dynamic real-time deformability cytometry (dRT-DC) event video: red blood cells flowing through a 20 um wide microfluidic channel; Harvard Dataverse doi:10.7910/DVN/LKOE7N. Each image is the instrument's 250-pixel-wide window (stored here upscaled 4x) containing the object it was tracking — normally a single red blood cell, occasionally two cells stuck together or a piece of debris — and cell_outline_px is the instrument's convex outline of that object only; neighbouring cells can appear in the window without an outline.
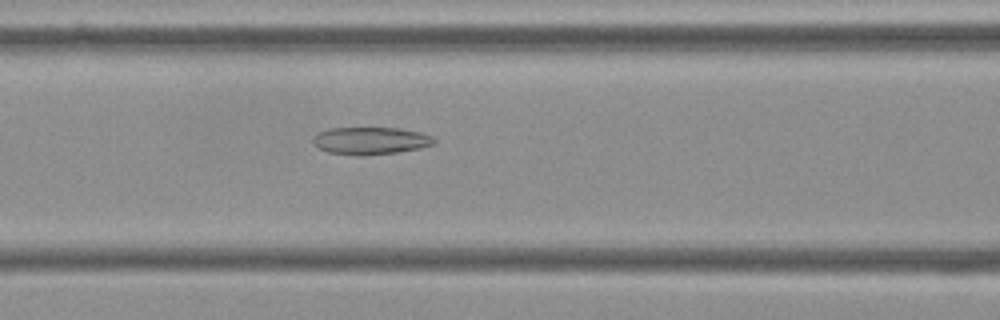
{"species": "Egyptian fruit bat (a non-hibernating species)", "species_latin": "Rousettus aegyptiacus", "temperature_condition": "cold", "stored_images_in_passage": 55, "camera_frame_rate_fps": 3000, "um_per_image_px": 0.085, "frame": {"image": 1, "passage_image": 23, "time_ms": 7.333, "image_size_px": [1000, 320], "cell_outline_px": [[436, 144], [420, 148], [396, 152], [364, 156], [356, 156], [328, 152], [312, 144], [312, 140], [320, 132], [328, 128], [400, 128], [420, 132], [432, 136], [436, 140]], "centroid_in_image_um": [31.52, 11.97], "position_along_channel_um": 135.1, "area_um2": 19.42}}
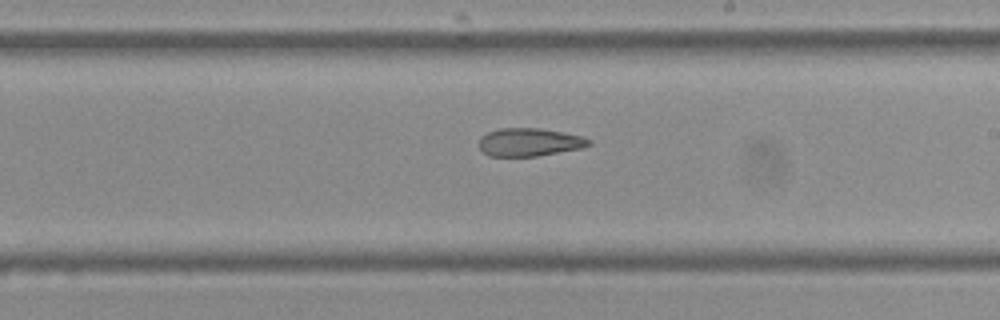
{"frame": {"image": 2, "passage_image": 32, "time_ms": 10.333, "image_size_px": [1000, 320], "cell_outline_px": [[592, 144], [580, 148], [536, 156], [488, 156], [480, 148], [480, 136], [488, 132], [500, 128], [540, 128], [580, 136], [592, 140]], "centroid_in_image_um": [44.98, 12.08], "position_along_channel_um": 244.0, "area_um2": 17.74}}
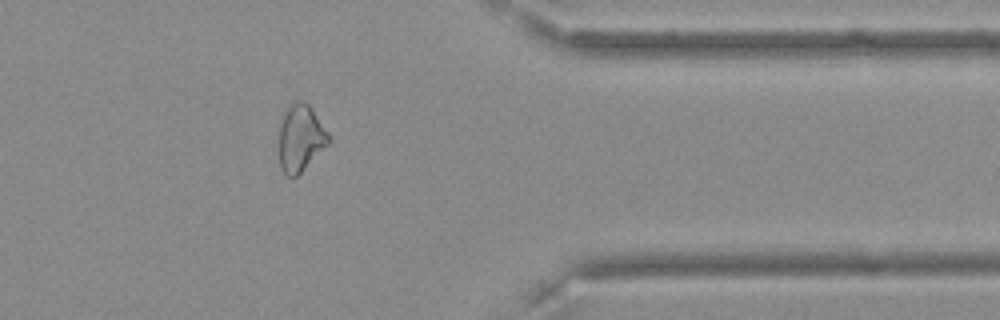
{"frame": {"image": 3, "passage_image": 45, "time_ms": 14.667, "image_size_px": [1000, 320], "cell_outline_px": [[332, 140], [296, 176], [288, 176], [280, 168], [280, 128], [284, 116], [288, 108], [296, 100], [304, 100], [312, 108], [328, 132]], "centroid_in_image_um": [25.58, 11.72], "position_along_channel_um": 385.8, "area_um2": 18.84}, "authors_computed_cell_mechanics": {"area_um2": 21.2704, "velocity_mm_per_s": 3.6332, "shape_relaxation_time_tau1_ms": null, "shape_relaxation_time_tau2_ms": 5.0156, "deformation_change_tau1": null, "deformation_change_tau2": 0.1443}}